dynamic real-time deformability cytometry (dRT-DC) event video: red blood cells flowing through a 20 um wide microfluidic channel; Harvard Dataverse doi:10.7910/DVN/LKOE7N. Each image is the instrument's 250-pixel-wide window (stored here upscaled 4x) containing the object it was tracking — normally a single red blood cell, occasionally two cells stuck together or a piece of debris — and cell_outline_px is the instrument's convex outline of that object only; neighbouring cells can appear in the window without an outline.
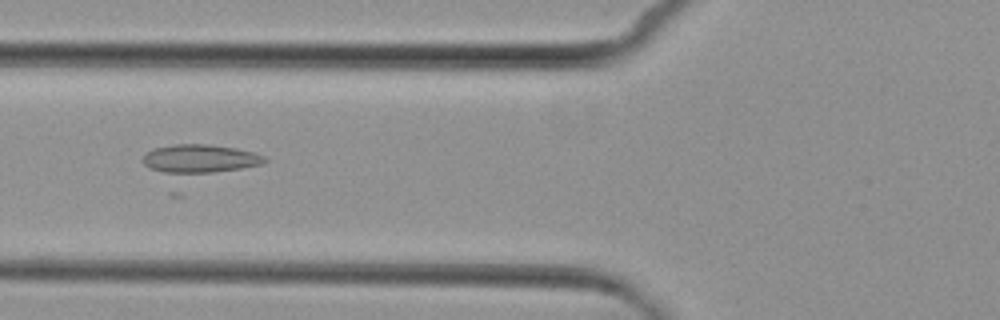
{"species": "common noctule bat (a hibernating species)", "species_latin": "Nyctalus noctula", "temperature_condition": "cold", "stored_images_in_passage": 9, "camera_frame_rate_fps": 3000, "um_per_image_px": 0.085, "animal": {"sex": "female", "body_mass_g": 29.2, "forearm_length_mm": 56.3}, "frame": {"image": 1, "passage_image": 6, "time_ms": 6.0, "image_size_px": [1000, 320], "cell_outline_px": [[268, 160], [260, 164], [240, 168], [212, 172], [172, 176], [148, 168], [140, 160], [152, 148], [172, 144], [208, 144], [236, 148], [256, 152], [264, 156]], "centroid_in_image_um": [16.9, 13.51], "position_along_channel_um": 108.9, "area_um2": 20.75}}
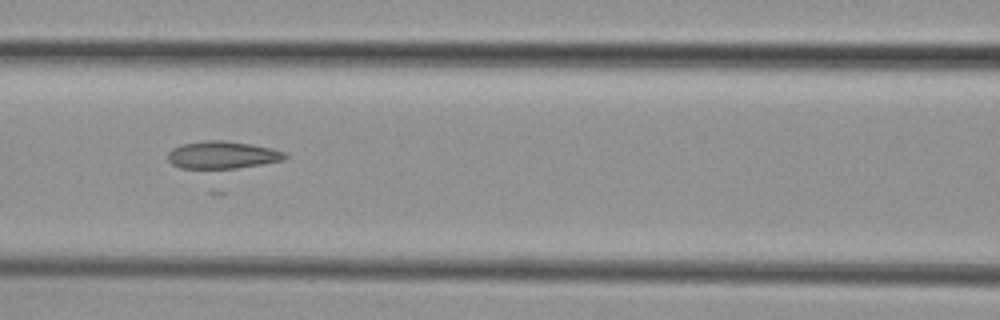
{"frame": {"image": 2, "passage_image": 7, "time_ms": 7.0, "image_size_px": [1000, 320], "cell_outline_px": [[288, 156], [284, 160], [236, 168], [180, 168], [172, 164], [168, 160], [168, 152], [172, 148], [180, 144], [208, 140], [224, 140], [252, 144], [272, 148], [288, 152]], "centroid_in_image_um": [18.92, 13.16], "position_along_channel_um": 147.7, "area_um2": 18.84}}
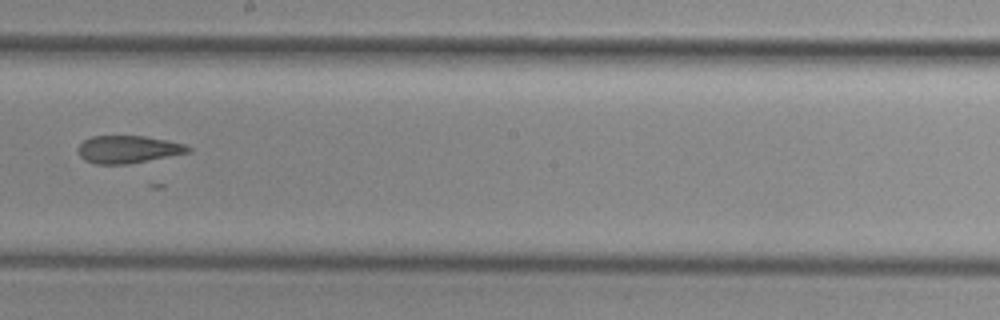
{"frame": {"image": 3, "passage_image": 9, "time_ms": 9.333, "image_size_px": [1000, 320], "cell_outline_px": [[192, 148], [188, 152], [128, 164], [96, 164], [84, 160], [80, 156], [76, 148], [84, 140], [92, 136], [144, 136], [168, 140], [184, 144]], "centroid_in_image_um": [10.84, 12.69], "position_along_channel_um": 237.4, "area_um2": 17.57}}